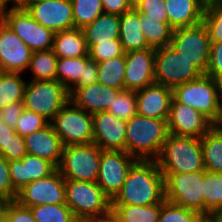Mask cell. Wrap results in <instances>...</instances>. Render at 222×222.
I'll return each instance as SVG.
<instances>
[{"instance_id": "cell-1", "label": "cell", "mask_w": 222, "mask_h": 222, "mask_svg": "<svg viewBox=\"0 0 222 222\" xmlns=\"http://www.w3.org/2000/svg\"><path fill=\"white\" fill-rule=\"evenodd\" d=\"M165 200L164 176L155 160H137L112 205H153Z\"/></svg>"}, {"instance_id": "cell-2", "label": "cell", "mask_w": 222, "mask_h": 222, "mask_svg": "<svg viewBox=\"0 0 222 222\" xmlns=\"http://www.w3.org/2000/svg\"><path fill=\"white\" fill-rule=\"evenodd\" d=\"M169 134L167 120L136 114L127 121L125 151L139 160H155Z\"/></svg>"}, {"instance_id": "cell-3", "label": "cell", "mask_w": 222, "mask_h": 222, "mask_svg": "<svg viewBox=\"0 0 222 222\" xmlns=\"http://www.w3.org/2000/svg\"><path fill=\"white\" fill-rule=\"evenodd\" d=\"M66 204L79 222H91L111 216L112 200L96 181L65 180Z\"/></svg>"}, {"instance_id": "cell-4", "label": "cell", "mask_w": 222, "mask_h": 222, "mask_svg": "<svg viewBox=\"0 0 222 222\" xmlns=\"http://www.w3.org/2000/svg\"><path fill=\"white\" fill-rule=\"evenodd\" d=\"M161 173L204 171L201 140L169 134L155 159Z\"/></svg>"}, {"instance_id": "cell-5", "label": "cell", "mask_w": 222, "mask_h": 222, "mask_svg": "<svg viewBox=\"0 0 222 222\" xmlns=\"http://www.w3.org/2000/svg\"><path fill=\"white\" fill-rule=\"evenodd\" d=\"M173 97L179 103L198 110L215 124L221 112L222 82L202 74L193 81L176 86Z\"/></svg>"}, {"instance_id": "cell-6", "label": "cell", "mask_w": 222, "mask_h": 222, "mask_svg": "<svg viewBox=\"0 0 222 222\" xmlns=\"http://www.w3.org/2000/svg\"><path fill=\"white\" fill-rule=\"evenodd\" d=\"M102 151L95 143L63 146L57 169L65 180L97 181Z\"/></svg>"}, {"instance_id": "cell-7", "label": "cell", "mask_w": 222, "mask_h": 222, "mask_svg": "<svg viewBox=\"0 0 222 222\" xmlns=\"http://www.w3.org/2000/svg\"><path fill=\"white\" fill-rule=\"evenodd\" d=\"M63 146L93 143L92 114L70 99L50 122Z\"/></svg>"}, {"instance_id": "cell-8", "label": "cell", "mask_w": 222, "mask_h": 222, "mask_svg": "<svg viewBox=\"0 0 222 222\" xmlns=\"http://www.w3.org/2000/svg\"><path fill=\"white\" fill-rule=\"evenodd\" d=\"M69 90L57 80H30L26 83L23 106L49 122L69 100Z\"/></svg>"}, {"instance_id": "cell-9", "label": "cell", "mask_w": 222, "mask_h": 222, "mask_svg": "<svg viewBox=\"0 0 222 222\" xmlns=\"http://www.w3.org/2000/svg\"><path fill=\"white\" fill-rule=\"evenodd\" d=\"M162 174L165 199L173 204L196 210L204 217L203 171Z\"/></svg>"}, {"instance_id": "cell-10", "label": "cell", "mask_w": 222, "mask_h": 222, "mask_svg": "<svg viewBox=\"0 0 222 222\" xmlns=\"http://www.w3.org/2000/svg\"><path fill=\"white\" fill-rule=\"evenodd\" d=\"M201 75L202 73L171 45L155 49V83L174 89Z\"/></svg>"}, {"instance_id": "cell-11", "label": "cell", "mask_w": 222, "mask_h": 222, "mask_svg": "<svg viewBox=\"0 0 222 222\" xmlns=\"http://www.w3.org/2000/svg\"><path fill=\"white\" fill-rule=\"evenodd\" d=\"M170 45L205 74L209 64L211 42L203 22L191 27L173 29Z\"/></svg>"}, {"instance_id": "cell-12", "label": "cell", "mask_w": 222, "mask_h": 222, "mask_svg": "<svg viewBox=\"0 0 222 222\" xmlns=\"http://www.w3.org/2000/svg\"><path fill=\"white\" fill-rule=\"evenodd\" d=\"M3 21L32 52L52 49L55 33L34 20L24 7L11 6Z\"/></svg>"}, {"instance_id": "cell-13", "label": "cell", "mask_w": 222, "mask_h": 222, "mask_svg": "<svg viewBox=\"0 0 222 222\" xmlns=\"http://www.w3.org/2000/svg\"><path fill=\"white\" fill-rule=\"evenodd\" d=\"M137 160L126 151H102L96 182L111 200L120 192L131 166Z\"/></svg>"}, {"instance_id": "cell-14", "label": "cell", "mask_w": 222, "mask_h": 222, "mask_svg": "<svg viewBox=\"0 0 222 222\" xmlns=\"http://www.w3.org/2000/svg\"><path fill=\"white\" fill-rule=\"evenodd\" d=\"M15 201L28 208L66 203L65 179L56 169L52 174L25 185L18 191Z\"/></svg>"}, {"instance_id": "cell-15", "label": "cell", "mask_w": 222, "mask_h": 222, "mask_svg": "<svg viewBox=\"0 0 222 222\" xmlns=\"http://www.w3.org/2000/svg\"><path fill=\"white\" fill-rule=\"evenodd\" d=\"M40 25L54 33L75 28L71 0L16 2Z\"/></svg>"}, {"instance_id": "cell-16", "label": "cell", "mask_w": 222, "mask_h": 222, "mask_svg": "<svg viewBox=\"0 0 222 222\" xmlns=\"http://www.w3.org/2000/svg\"><path fill=\"white\" fill-rule=\"evenodd\" d=\"M169 133L177 136L202 138L214 124L194 108L171 100L167 119Z\"/></svg>"}, {"instance_id": "cell-17", "label": "cell", "mask_w": 222, "mask_h": 222, "mask_svg": "<svg viewBox=\"0 0 222 222\" xmlns=\"http://www.w3.org/2000/svg\"><path fill=\"white\" fill-rule=\"evenodd\" d=\"M31 49L2 21L0 23V70L23 73L31 60Z\"/></svg>"}, {"instance_id": "cell-18", "label": "cell", "mask_w": 222, "mask_h": 222, "mask_svg": "<svg viewBox=\"0 0 222 222\" xmlns=\"http://www.w3.org/2000/svg\"><path fill=\"white\" fill-rule=\"evenodd\" d=\"M93 143L102 150L125 151L127 121L107 111L92 114Z\"/></svg>"}, {"instance_id": "cell-19", "label": "cell", "mask_w": 222, "mask_h": 222, "mask_svg": "<svg viewBox=\"0 0 222 222\" xmlns=\"http://www.w3.org/2000/svg\"><path fill=\"white\" fill-rule=\"evenodd\" d=\"M125 63L124 89L136 92L155 83V49L126 52Z\"/></svg>"}, {"instance_id": "cell-20", "label": "cell", "mask_w": 222, "mask_h": 222, "mask_svg": "<svg viewBox=\"0 0 222 222\" xmlns=\"http://www.w3.org/2000/svg\"><path fill=\"white\" fill-rule=\"evenodd\" d=\"M137 114L148 118L167 120L173 89L153 83L136 91Z\"/></svg>"}, {"instance_id": "cell-21", "label": "cell", "mask_w": 222, "mask_h": 222, "mask_svg": "<svg viewBox=\"0 0 222 222\" xmlns=\"http://www.w3.org/2000/svg\"><path fill=\"white\" fill-rule=\"evenodd\" d=\"M120 89L97 82L82 88H71L69 99L90 114L107 111Z\"/></svg>"}, {"instance_id": "cell-22", "label": "cell", "mask_w": 222, "mask_h": 222, "mask_svg": "<svg viewBox=\"0 0 222 222\" xmlns=\"http://www.w3.org/2000/svg\"><path fill=\"white\" fill-rule=\"evenodd\" d=\"M13 188L18 192L25 185L52 174L57 167L46 159L26 154L21 160L9 161Z\"/></svg>"}, {"instance_id": "cell-23", "label": "cell", "mask_w": 222, "mask_h": 222, "mask_svg": "<svg viewBox=\"0 0 222 222\" xmlns=\"http://www.w3.org/2000/svg\"><path fill=\"white\" fill-rule=\"evenodd\" d=\"M23 138L27 154L46 159L58 167L61 161L63 145L51 123Z\"/></svg>"}, {"instance_id": "cell-24", "label": "cell", "mask_w": 222, "mask_h": 222, "mask_svg": "<svg viewBox=\"0 0 222 222\" xmlns=\"http://www.w3.org/2000/svg\"><path fill=\"white\" fill-rule=\"evenodd\" d=\"M168 23L173 29L191 27L202 22L204 8L197 0H165Z\"/></svg>"}, {"instance_id": "cell-25", "label": "cell", "mask_w": 222, "mask_h": 222, "mask_svg": "<svg viewBox=\"0 0 222 222\" xmlns=\"http://www.w3.org/2000/svg\"><path fill=\"white\" fill-rule=\"evenodd\" d=\"M119 40L125 53L150 48L141 30L140 13L136 8L120 15Z\"/></svg>"}, {"instance_id": "cell-26", "label": "cell", "mask_w": 222, "mask_h": 222, "mask_svg": "<svg viewBox=\"0 0 222 222\" xmlns=\"http://www.w3.org/2000/svg\"><path fill=\"white\" fill-rule=\"evenodd\" d=\"M119 29L120 16L103 12L82 29L88 50L97 43L119 39Z\"/></svg>"}, {"instance_id": "cell-27", "label": "cell", "mask_w": 222, "mask_h": 222, "mask_svg": "<svg viewBox=\"0 0 222 222\" xmlns=\"http://www.w3.org/2000/svg\"><path fill=\"white\" fill-rule=\"evenodd\" d=\"M52 50L58 58L89 56L84 33L78 28L56 32Z\"/></svg>"}, {"instance_id": "cell-28", "label": "cell", "mask_w": 222, "mask_h": 222, "mask_svg": "<svg viewBox=\"0 0 222 222\" xmlns=\"http://www.w3.org/2000/svg\"><path fill=\"white\" fill-rule=\"evenodd\" d=\"M161 203L139 205H112L111 217L117 222H157Z\"/></svg>"}, {"instance_id": "cell-29", "label": "cell", "mask_w": 222, "mask_h": 222, "mask_svg": "<svg viewBox=\"0 0 222 222\" xmlns=\"http://www.w3.org/2000/svg\"><path fill=\"white\" fill-rule=\"evenodd\" d=\"M200 140L204 169L222 173V133L213 126Z\"/></svg>"}, {"instance_id": "cell-30", "label": "cell", "mask_w": 222, "mask_h": 222, "mask_svg": "<svg viewBox=\"0 0 222 222\" xmlns=\"http://www.w3.org/2000/svg\"><path fill=\"white\" fill-rule=\"evenodd\" d=\"M204 218L209 220L222 208V173L203 171Z\"/></svg>"}, {"instance_id": "cell-31", "label": "cell", "mask_w": 222, "mask_h": 222, "mask_svg": "<svg viewBox=\"0 0 222 222\" xmlns=\"http://www.w3.org/2000/svg\"><path fill=\"white\" fill-rule=\"evenodd\" d=\"M140 27L150 48L158 49L171 44L173 28L169 23L149 19L140 13Z\"/></svg>"}, {"instance_id": "cell-32", "label": "cell", "mask_w": 222, "mask_h": 222, "mask_svg": "<svg viewBox=\"0 0 222 222\" xmlns=\"http://www.w3.org/2000/svg\"><path fill=\"white\" fill-rule=\"evenodd\" d=\"M98 82L107 87L124 89L125 53L111 59L98 62Z\"/></svg>"}, {"instance_id": "cell-33", "label": "cell", "mask_w": 222, "mask_h": 222, "mask_svg": "<svg viewBox=\"0 0 222 222\" xmlns=\"http://www.w3.org/2000/svg\"><path fill=\"white\" fill-rule=\"evenodd\" d=\"M58 57L52 49L32 52L29 69L32 79L37 81L55 80Z\"/></svg>"}, {"instance_id": "cell-34", "label": "cell", "mask_w": 222, "mask_h": 222, "mask_svg": "<svg viewBox=\"0 0 222 222\" xmlns=\"http://www.w3.org/2000/svg\"><path fill=\"white\" fill-rule=\"evenodd\" d=\"M25 80L21 73L1 72L0 73V109L10 103L22 102L26 87Z\"/></svg>"}, {"instance_id": "cell-35", "label": "cell", "mask_w": 222, "mask_h": 222, "mask_svg": "<svg viewBox=\"0 0 222 222\" xmlns=\"http://www.w3.org/2000/svg\"><path fill=\"white\" fill-rule=\"evenodd\" d=\"M85 56L78 58H58L55 80L70 90L83 77Z\"/></svg>"}, {"instance_id": "cell-36", "label": "cell", "mask_w": 222, "mask_h": 222, "mask_svg": "<svg viewBox=\"0 0 222 222\" xmlns=\"http://www.w3.org/2000/svg\"><path fill=\"white\" fill-rule=\"evenodd\" d=\"M36 222H79L66 204H45L30 207Z\"/></svg>"}, {"instance_id": "cell-37", "label": "cell", "mask_w": 222, "mask_h": 222, "mask_svg": "<svg viewBox=\"0 0 222 222\" xmlns=\"http://www.w3.org/2000/svg\"><path fill=\"white\" fill-rule=\"evenodd\" d=\"M75 28L83 29L103 13L101 0H71Z\"/></svg>"}, {"instance_id": "cell-38", "label": "cell", "mask_w": 222, "mask_h": 222, "mask_svg": "<svg viewBox=\"0 0 222 222\" xmlns=\"http://www.w3.org/2000/svg\"><path fill=\"white\" fill-rule=\"evenodd\" d=\"M157 222H206L196 210L173 204L166 199L161 203Z\"/></svg>"}, {"instance_id": "cell-39", "label": "cell", "mask_w": 222, "mask_h": 222, "mask_svg": "<svg viewBox=\"0 0 222 222\" xmlns=\"http://www.w3.org/2000/svg\"><path fill=\"white\" fill-rule=\"evenodd\" d=\"M107 112L112 113L118 119L126 121L131 119L137 114L135 91L120 90Z\"/></svg>"}, {"instance_id": "cell-40", "label": "cell", "mask_w": 222, "mask_h": 222, "mask_svg": "<svg viewBox=\"0 0 222 222\" xmlns=\"http://www.w3.org/2000/svg\"><path fill=\"white\" fill-rule=\"evenodd\" d=\"M202 22L207 28L210 42H222V3L206 8Z\"/></svg>"}, {"instance_id": "cell-41", "label": "cell", "mask_w": 222, "mask_h": 222, "mask_svg": "<svg viewBox=\"0 0 222 222\" xmlns=\"http://www.w3.org/2000/svg\"><path fill=\"white\" fill-rule=\"evenodd\" d=\"M49 123L43 116L24 108L16 123L15 131L20 136L25 137L46 127Z\"/></svg>"}, {"instance_id": "cell-42", "label": "cell", "mask_w": 222, "mask_h": 222, "mask_svg": "<svg viewBox=\"0 0 222 222\" xmlns=\"http://www.w3.org/2000/svg\"><path fill=\"white\" fill-rule=\"evenodd\" d=\"M125 52L119 39H112L110 42H100L88 50L89 58L98 62L121 56Z\"/></svg>"}, {"instance_id": "cell-43", "label": "cell", "mask_w": 222, "mask_h": 222, "mask_svg": "<svg viewBox=\"0 0 222 222\" xmlns=\"http://www.w3.org/2000/svg\"><path fill=\"white\" fill-rule=\"evenodd\" d=\"M0 222H36L30 208L20 205L18 202H6Z\"/></svg>"}, {"instance_id": "cell-44", "label": "cell", "mask_w": 222, "mask_h": 222, "mask_svg": "<svg viewBox=\"0 0 222 222\" xmlns=\"http://www.w3.org/2000/svg\"><path fill=\"white\" fill-rule=\"evenodd\" d=\"M136 10L149 17V19L159 20L168 23V15L165 0H143Z\"/></svg>"}, {"instance_id": "cell-45", "label": "cell", "mask_w": 222, "mask_h": 222, "mask_svg": "<svg viewBox=\"0 0 222 222\" xmlns=\"http://www.w3.org/2000/svg\"><path fill=\"white\" fill-rule=\"evenodd\" d=\"M17 193L12 185L9 161L0 154V197L10 202L16 200Z\"/></svg>"}, {"instance_id": "cell-46", "label": "cell", "mask_w": 222, "mask_h": 222, "mask_svg": "<svg viewBox=\"0 0 222 222\" xmlns=\"http://www.w3.org/2000/svg\"><path fill=\"white\" fill-rule=\"evenodd\" d=\"M206 75L222 82V42L211 43Z\"/></svg>"}, {"instance_id": "cell-47", "label": "cell", "mask_w": 222, "mask_h": 222, "mask_svg": "<svg viewBox=\"0 0 222 222\" xmlns=\"http://www.w3.org/2000/svg\"><path fill=\"white\" fill-rule=\"evenodd\" d=\"M27 154L24 138L16 134L6 150L1 154L6 160H21Z\"/></svg>"}, {"instance_id": "cell-48", "label": "cell", "mask_w": 222, "mask_h": 222, "mask_svg": "<svg viewBox=\"0 0 222 222\" xmlns=\"http://www.w3.org/2000/svg\"><path fill=\"white\" fill-rule=\"evenodd\" d=\"M98 82V66L97 62L85 56V67L83 77L72 87L82 88Z\"/></svg>"}, {"instance_id": "cell-49", "label": "cell", "mask_w": 222, "mask_h": 222, "mask_svg": "<svg viewBox=\"0 0 222 222\" xmlns=\"http://www.w3.org/2000/svg\"><path fill=\"white\" fill-rule=\"evenodd\" d=\"M24 109L23 102L10 103L1 109L3 121L10 127L15 129L16 123Z\"/></svg>"}, {"instance_id": "cell-50", "label": "cell", "mask_w": 222, "mask_h": 222, "mask_svg": "<svg viewBox=\"0 0 222 222\" xmlns=\"http://www.w3.org/2000/svg\"><path fill=\"white\" fill-rule=\"evenodd\" d=\"M103 12L115 15H122L123 13L132 9L128 0H101Z\"/></svg>"}, {"instance_id": "cell-51", "label": "cell", "mask_w": 222, "mask_h": 222, "mask_svg": "<svg viewBox=\"0 0 222 222\" xmlns=\"http://www.w3.org/2000/svg\"><path fill=\"white\" fill-rule=\"evenodd\" d=\"M16 134L15 129L10 128L5 122L0 124V154L6 150Z\"/></svg>"}, {"instance_id": "cell-52", "label": "cell", "mask_w": 222, "mask_h": 222, "mask_svg": "<svg viewBox=\"0 0 222 222\" xmlns=\"http://www.w3.org/2000/svg\"><path fill=\"white\" fill-rule=\"evenodd\" d=\"M11 5H15V3L13 2V0H0V18L3 20L5 17V14L11 9V8H7V4Z\"/></svg>"}, {"instance_id": "cell-53", "label": "cell", "mask_w": 222, "mask_h": 222, "mask_svg": "<svg viewBox=\"0 0 222 222\" xmlns=\"http://www.w3.org/2000/svg\"><path fill=\"white\" fill-rule=\"evenodd\" d=\"M197 1L204 9L222 3V0H197Z\"/></svg>"}, {"instance_id": "cell-54", "label": "cell", "mask_w": 222, "mask_h": 222, "mask_svg": "<svg viewBox=\"0 0 222 222\" xmlns=\"http://www.w3.org/2000/svg\"><path fill=\"white\" fill-rule=\"evenodd\" d=\"M210 222H222V208H220L210 219Z\"/></svg>"}, {"instance_id": "cell-55", "label": "cell", "mask_w": 222, "mask_h": 222, "mask_svg": "<svg viewBox=\"0 0 222 222\" xmlns=\"http://www.w3.org/2000/svg\"><path fill=\"white\" fill-rule=\"evenodd\" d=\"M214 127L222 133V113H220L219 119L214 124Z\"/></svg>"}, {"instance_id": "cell-56", "label": "cell", "mask_w": 222, "mask_h": 222, "mask_svg": "<svg viewBox=\"0 0 222 222\" xmlns=\"http://www.w3.org/2000/svg\"><path fill=\"white\" fill-rule=\"evenodd\" d=\"M143 0H128L132 8H136Z\"/></svg>"}, {"instance_id": "cell-57", "label": "cell", "mask_w": 222, "mask_h": 222, "mask_svg": "<svg viewBox=\"0 0 222 222\" xmlns=\"http://www.w3.org/2000/svg\"><path fill=\"white\" fill-rule=\"evenodd\" d=\"M91 222H117L115 219H113L111 216L107 217L106 219L91 221Z\"/></svg>"}, {"instance_id": "cell-58", "label": "cell", "mask_w": 222, "mask_h": 222, "mask_svg": "<svg viewBox=\"0 0 222 222\" xmlns=\"http://www.w3.org/2000/svg\"><path fill=\"white\" fill-rule=\"evenodd\" d=\"M5 203L6 201L2 197H0V216L3 214Z\"/></svg>"}, {"instance_id": "cell-59", "label": "cell", "mask_w": 222, "mask_h": 222, "mask_svg": "<svg viewBox=\"0 0 222 222\" xmlns=\"http://www.w3.org/2000/svg\"><path fill=\"white\" fill-rule=\"evenodd\" d=\"M35 1H45V0H18L17 2H35Z\"/></svg>"}, {"instance_id": "cell-60", "label": "cell", "mask_w": 222, "mask_h": 222, "mask_svg": "<svg viewBox=\"0 0 222 222\" xmlns=\"http://www.w3.org/2000/svg\"><path fill=\"white\" fill-rule=\"evenodd\" d=\"M1 123H4V121H3V115H2L1 109H0V124H1Z\"/></svg>"}]
</instances>
